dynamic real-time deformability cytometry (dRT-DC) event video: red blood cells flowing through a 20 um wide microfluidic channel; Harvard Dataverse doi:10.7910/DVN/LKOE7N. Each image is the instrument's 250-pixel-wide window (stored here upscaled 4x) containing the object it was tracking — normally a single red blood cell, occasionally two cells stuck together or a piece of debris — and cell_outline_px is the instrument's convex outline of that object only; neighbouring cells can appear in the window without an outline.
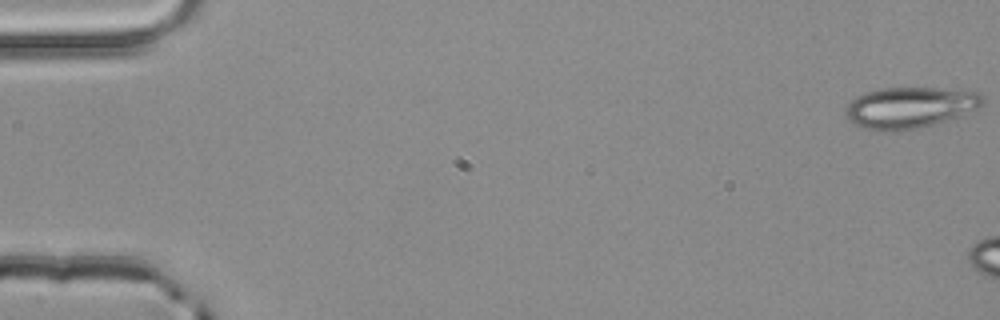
{"species": "common noctule bat (a hibernating species)", "species_latin": "Nyctalus noctula", "temperature_condition": "room temperature", "stored_images_in_passage": 3, "camera_frame_rate_fps": 3000, "um_per_image_px": 0.085, "animal": {"sex": "male", "body_mass_g": 20.4}, "frame": {"image": 1, "passage_image": 1, "time_ms": 0.0, "image_size_px": [1000, 320], "cell_outline_px": [[984, 104], [980, 108], [960, 116], [932, 124], [916, 128], [880, 132], [860, 128], [848, 120], [844, 116], [844, 108], [856, 96], [864, 92], [880, 88], [940, 88], [980, 92], [984, 96]], "centroid_in_image_um": [77.31, 9.14], "position_along_channel_um": 7.7, "area_um2": 33.29}}